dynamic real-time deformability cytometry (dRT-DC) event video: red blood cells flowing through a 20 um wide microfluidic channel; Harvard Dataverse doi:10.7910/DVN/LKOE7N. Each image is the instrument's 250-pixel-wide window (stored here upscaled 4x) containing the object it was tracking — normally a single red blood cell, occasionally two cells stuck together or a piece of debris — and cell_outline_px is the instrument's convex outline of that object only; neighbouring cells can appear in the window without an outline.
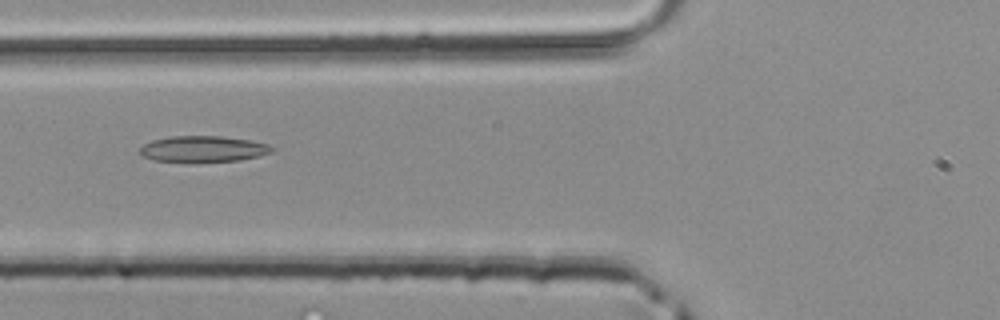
{"species": "common noctule bat (a hibernating species)", "species_latin": "Nyctalus noctula", "temperature_condition": "room temperature", "stored_images_in_passage": 4, "camera_frame_rate_fps": 3000, "um_per_image_px": 0.085, "animal": {"sex": "male", "body_mass_g": 20.4}, "frame": {"image": 1, "passage_image": 4, "time_ms": 1.0, "image_size_px": [1000, 320], "cell_outline_px": [[276, 148], [272, 152], [260, 156], [240, 160], [192, 164], [156, 160], [140, 156], [140, 148], [144, 144], [152, 140], [172, 136], [220, 136], [248, 140], [268, 144]], "centroid_in_image_um": [17.26, 12.7], "position_along_channel_um": 108.5, "area_um2": 20.69}}